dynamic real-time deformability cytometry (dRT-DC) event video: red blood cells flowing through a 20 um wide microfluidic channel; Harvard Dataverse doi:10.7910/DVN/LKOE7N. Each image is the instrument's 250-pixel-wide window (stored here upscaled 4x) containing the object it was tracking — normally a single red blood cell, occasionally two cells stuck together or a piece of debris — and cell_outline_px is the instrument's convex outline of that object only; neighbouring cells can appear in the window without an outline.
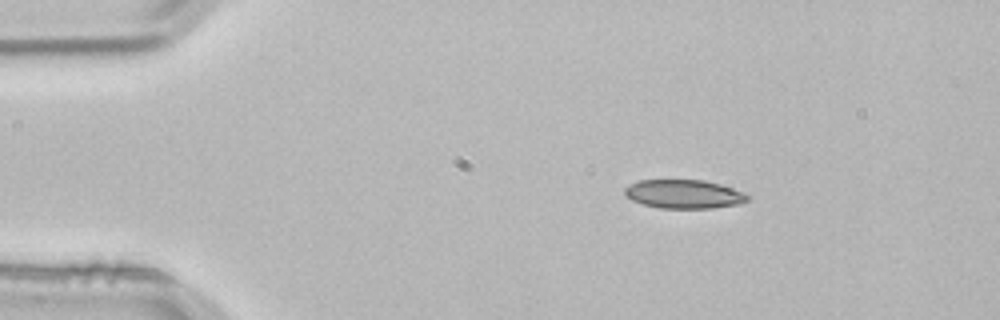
{"species": "common noctule bat (a hibernating species)", "species_latin": "Nyctalus noctula", "temperature_condition": "room temperature", "stored_images_in_passage": 3, "camera_frame_rate_fps": 3000, "um_per_image_px": 0.085, "animal": {"sex": "male", "body_mass_g": 21.5, "forearm_length_mm": 52.0}, "frame": {"image": 1, "passage_image": 1, "time_ms": 0.0, "image_size_px": [1000, 320], "cell_outline_px": [[748, 200], [740, 204], [712, 208], [660, 208], [644, 204], [632, 200], [624, 192], [624, 188], [628, 184], [640, 180], [704, 180], [720, 184], [744, 192], [748, 196]], "centroid_in_image_um": [58.14, 16.49], "position_along_channel_um": 26.9, "area_um2": 20.52}}
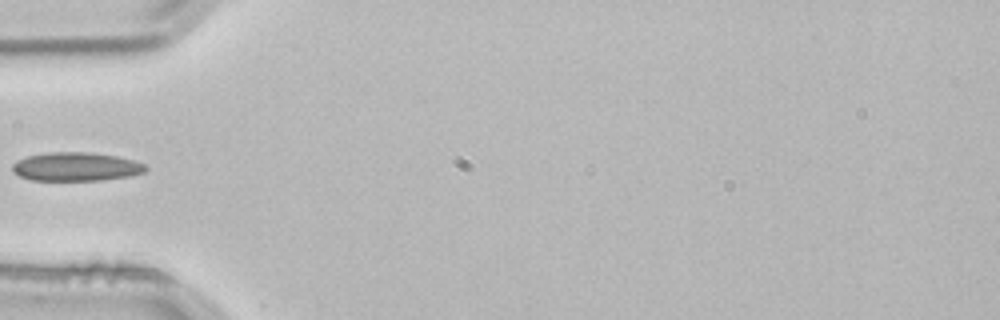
{"frame": {"image": 2, "passage_image": 3, "time_ms": 0.667, "image_size_px": [1000, 320], "cell_outline_px": [[148, 168], [144, 172], [128, 176], [104, 180], [32, 180], [20, 176], [12, 172], [12, 164], [16, 160], [28, 156], [52, 152], [88, 152], [116, 156], [132, 160], [144, 164]], "centroid_in_image_um": [6.44, 14.17], "position_along_channel_um": 78.6, "area_um2": 22.14}}